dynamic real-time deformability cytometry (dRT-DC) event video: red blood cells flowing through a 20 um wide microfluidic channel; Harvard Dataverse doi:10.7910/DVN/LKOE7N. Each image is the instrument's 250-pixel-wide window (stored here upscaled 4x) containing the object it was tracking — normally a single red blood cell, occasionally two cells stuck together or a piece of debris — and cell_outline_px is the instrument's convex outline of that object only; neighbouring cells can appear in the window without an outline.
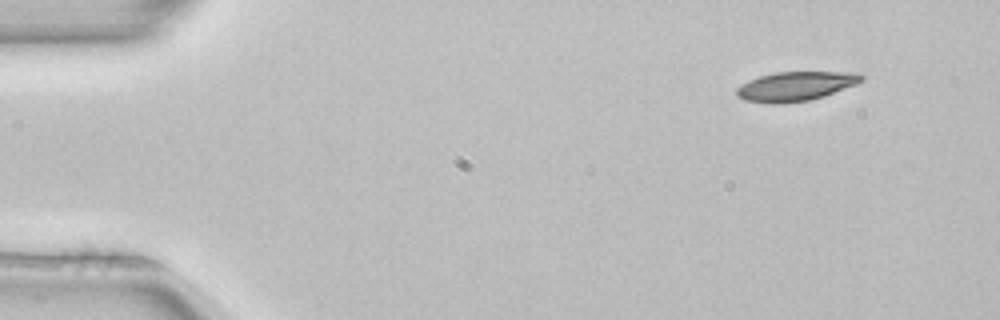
{"species": "common noctule bat (a hibernating species)", "species_latin": "Nyctalus noctula", "temperature_condition": "room temperature", "stored_images_in_passage": 3, "camera_frame_rate_fps": 3000, "um_per_image_px": 0.085, "animal": {"sex": "female", "body_mass_g": 22.7, "forearm_length_mm": 54.2}, "frame": {"image": 1, "passage_image": 1, "time_ms": 0.0, "image_size_px": [1000, 320], "cell_outline_px": [[864, 80], [856, 84], [824, 96], [808, 100], [784, 104], [772, 104], [744, 100], [736, 96], [736, 88], [748, 80], [760, 76], [776, 72], [852, 72], [864, 76]], "centroid_in_image_um": [67.59, 7.34], "position_along_channel_um": 17.4, "area_um2": 21.33}}
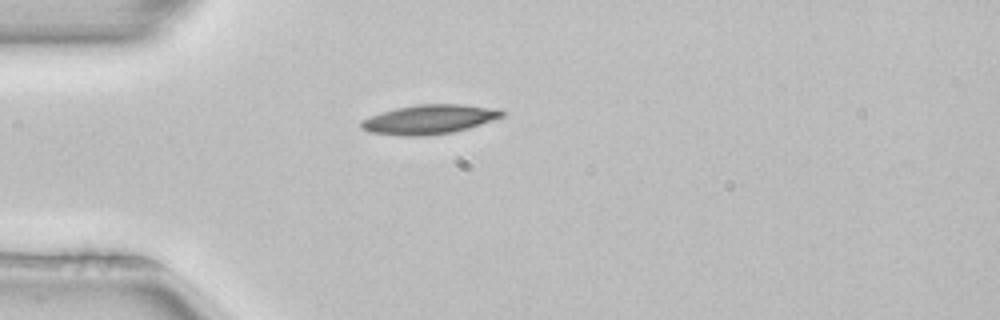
{"frame": {"image": 2, "passage_image": 3, "time_ms": 0.667, "image_size_px": [1000, 320], "cell_outline_px": [[504, 116], [468, 128], [452, 132], [424, 136], [400, 136], [368, 132], [360, 128], [360, 120], [368, 116], [380, 112], [396, 108], [420, 104], [460, 104], [500, 108], [504, 112]], "centroid_in_image_um": [36.44, 10.14], "position_along_channel_um": 48.6, "area_um2": 24.28}}